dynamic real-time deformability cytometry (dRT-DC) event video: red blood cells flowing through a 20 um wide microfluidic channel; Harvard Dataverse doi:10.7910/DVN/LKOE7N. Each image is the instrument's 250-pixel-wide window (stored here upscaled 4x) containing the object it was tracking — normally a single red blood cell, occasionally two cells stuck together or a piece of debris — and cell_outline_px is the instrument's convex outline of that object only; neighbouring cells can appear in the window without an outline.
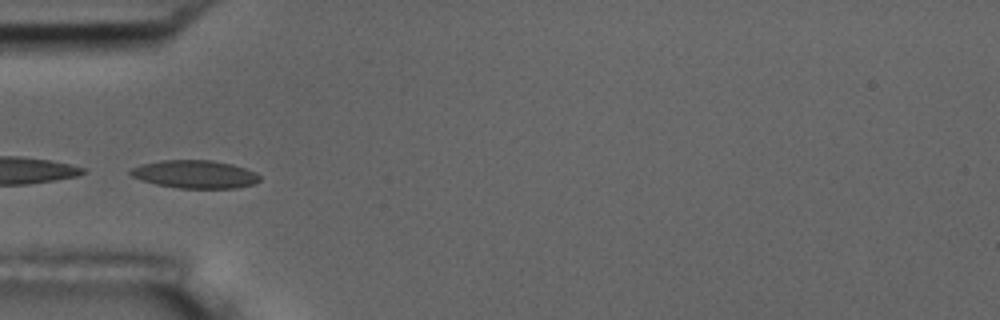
{"species": "common noctule bat (a hibernating species)", "species_latin": "Nyctalus noctula", "temperature_condition": "room temperature", "stored_images_in_passage": 6, "camera_frame_rate_fps": 3000, "um_per_image_px": 0.085, "animal": {"sex": "male", "body_mass_g": 17.5, "forearm_length_mm": 52.3}, "frame": {"image": 1, "passage_image": 5, "time_ms": 4.667, "image_size_px": [1000, 320], "cell_outline_px": [[260, 180], [256, 184], [236, 188], [180, 188], [156, 184], [140, 180], [132, 176], [128, 172], [132, 168], [140, 164], [160, 160], [212, 160], [232, 164], [256, 172], [260, 176]], "centroid_in_image_um": [16.57, 14.81], "position_along_channel_um": 68.4, "area_um2": 21.21}}